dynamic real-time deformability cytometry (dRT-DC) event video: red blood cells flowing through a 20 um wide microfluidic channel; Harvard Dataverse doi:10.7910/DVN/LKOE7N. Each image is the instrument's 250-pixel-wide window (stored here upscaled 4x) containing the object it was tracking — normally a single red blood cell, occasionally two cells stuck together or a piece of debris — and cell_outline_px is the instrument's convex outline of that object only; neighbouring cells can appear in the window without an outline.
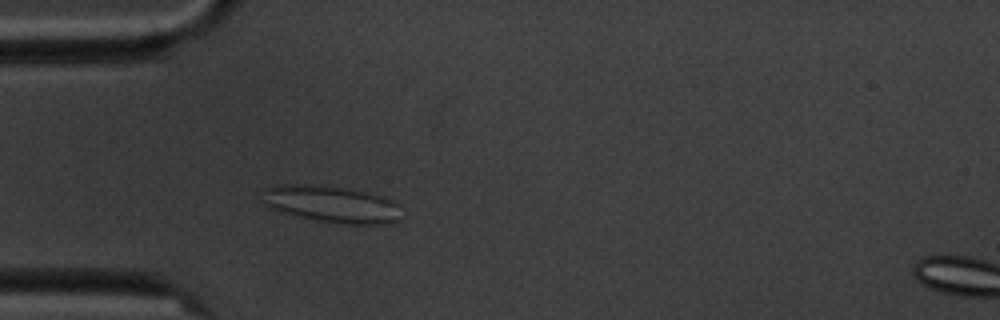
{"species": "common noctule bat (a hibernating species)", "species_latin": "Nyctalus noctula", "temperature_condition": "cold", "stored_images_in_passage": 5, "camera_frame_rate_fps": 3000, "um_per_image_px": 0.085, "animal": {"sex": "male", "body_mass_g": 20.1, "forearm_length_mm": 53.5}, "frame": {"image": 1, "passage_image": 4, "time_ms": 3.333, "image_size_px": [1000, 320], "cell_outline_px": [[404, 216], [400, 220], [388, 224], [348, 224], [316, 220], [268, 208], [264, 204], [264, 188], [276, 184], [308, 184], [340, 188], [364, 192], [384, 196], [400, 204]], "centroid_in_image_um": [28.26, 17.36], "position_along_channel_um": 56.7, "area_um2": 29.94}}